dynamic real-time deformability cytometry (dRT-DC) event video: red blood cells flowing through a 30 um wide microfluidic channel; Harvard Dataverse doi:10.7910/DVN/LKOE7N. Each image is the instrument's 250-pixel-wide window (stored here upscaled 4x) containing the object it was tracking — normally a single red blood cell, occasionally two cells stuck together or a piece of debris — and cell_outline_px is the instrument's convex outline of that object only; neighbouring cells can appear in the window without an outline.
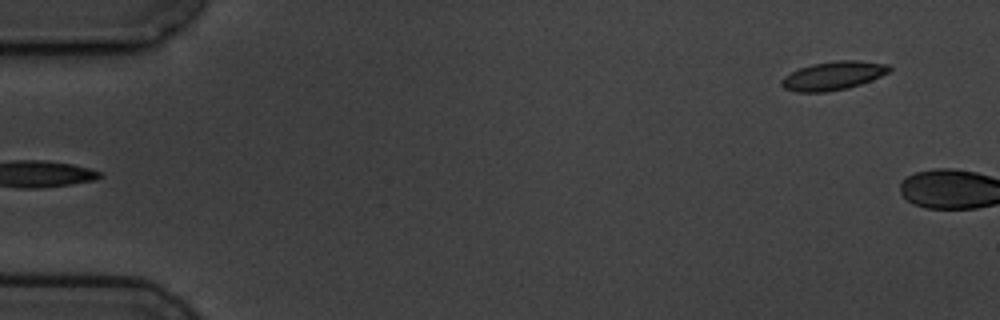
{"species": "common noctule bat (a hibernating species)", "species_latin": "Nyctalus noctula", "temperature_condition": "cold", "stored_images_in_passage": 4, "camera_frame_rate_fps": 3000, "um_per_image_px": 0.085, "animal": {"sex": "male", "body_mass_g": 19.5, "forearm_length_mm": 54.6}, "frame": {"image": 1, "passage_image": 4, "time_ms": 4.333, "image_size_px": [1000, 320], "cell_outline_px": [[892, 68], [888, 72], [872, 80], [848, 88], [828, 92], [796, 92], [784, 88], [780, 84], [780, 80], [784, 76], [800, 68], [812, 64], [836, 60], [856, 60], [888, 64]], "centroid_in_image_um": [70.81, 6.44], "position_along_channel_um": 14.2, "area_um2": 17.98}}